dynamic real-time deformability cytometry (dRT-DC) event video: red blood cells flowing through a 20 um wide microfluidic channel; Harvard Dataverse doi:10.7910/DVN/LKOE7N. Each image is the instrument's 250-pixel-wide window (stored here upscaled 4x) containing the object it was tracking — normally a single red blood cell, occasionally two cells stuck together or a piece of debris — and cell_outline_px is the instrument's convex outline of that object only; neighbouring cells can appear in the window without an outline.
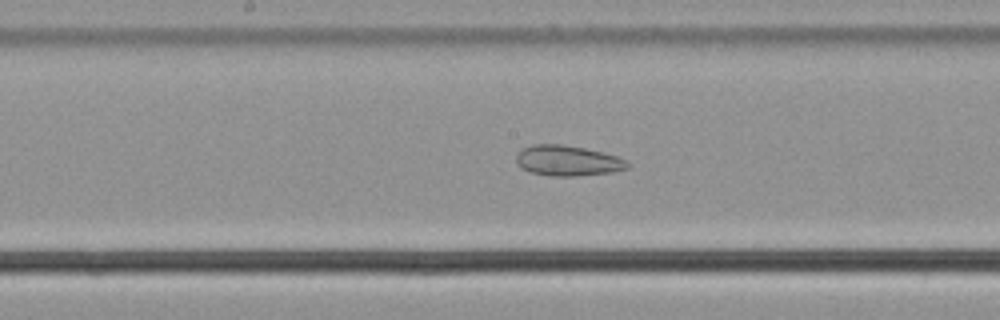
{"species": "common noctule bat (a hibernating species)", "species_latin": "Nyctalus noctula", "temperature_condition": "cold", "stored_images_in_passage": 48, "camera_frame_rate_fps": 3000, "um_per_image_px": 0.085, "animal": {"sex": "male", "body_mass_g": 21.5, "forearm_length_mm": 52.0}, "frame": {"image": 1, "passage_image": 20, "time_ms": 6.333, "image_size_px": [1000, 320], "cell_outline_px": [[632, 164], [628, 168], [612, 172], [576, 176], [548, 176], [532, 172], [520, 168], [516, 164], [516, 156], [524, 148], [532, 144], [560, 144], [584, 148], [604, 152], [628, 160]], "centroid_in_image_um": [48.28, 13.66], "position_along_channel_um": 199.9, "area_um2": 19.88}}
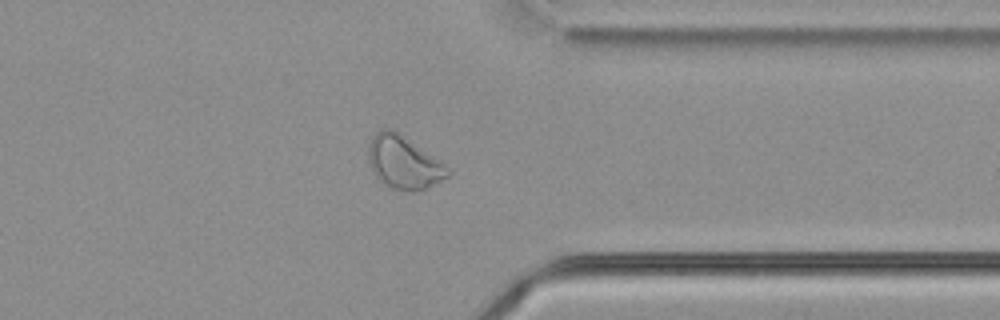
{"frame": {"image": 2, "passage_image": 35, "time_ms": 11.333, "image_size_px": [1000, 320], "cell_outline_px": [[452, 172], [448, 176], [416, 192], [408, 192], [388, 188], [372, 172], [368, 156], [368, 148], [372, 136], [380, 128], [392, 128], [444, 164]], "centroid_in_image_um": [34.27, 13.81], "position_along_channel_um": 377.1, "area_um2": 24.28}}
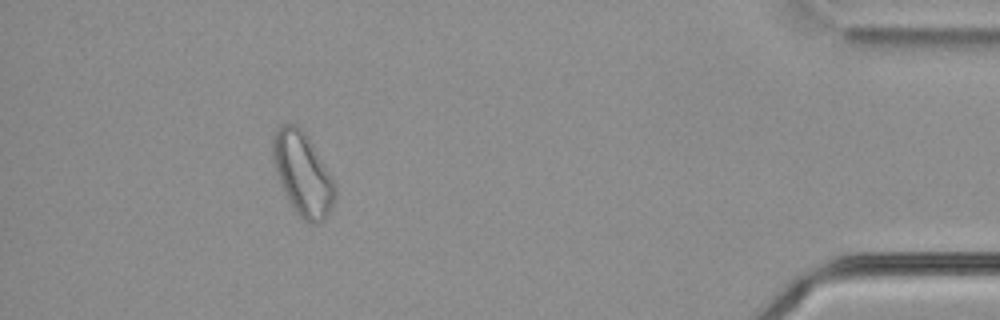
{"frame": {"image": 3, "passage_image": 42, "time_ms": 13.667, "image_size_px": [1000, 320], "cell_outline_px": [[336, 192], [332, 208], [324, 220], [316, 224], [308, 224], [296, 212], [288, 200], [280, 184], [276, 172], [272, 152], [272, 140], [276, 128], [284, 124], [296, 124], [304, 132], [332, 180], [336, 188]], "centroid_in_image_um": [25.7, 14.82], "position_along_channel_um": 409.5, "area_um2": 29.48}}